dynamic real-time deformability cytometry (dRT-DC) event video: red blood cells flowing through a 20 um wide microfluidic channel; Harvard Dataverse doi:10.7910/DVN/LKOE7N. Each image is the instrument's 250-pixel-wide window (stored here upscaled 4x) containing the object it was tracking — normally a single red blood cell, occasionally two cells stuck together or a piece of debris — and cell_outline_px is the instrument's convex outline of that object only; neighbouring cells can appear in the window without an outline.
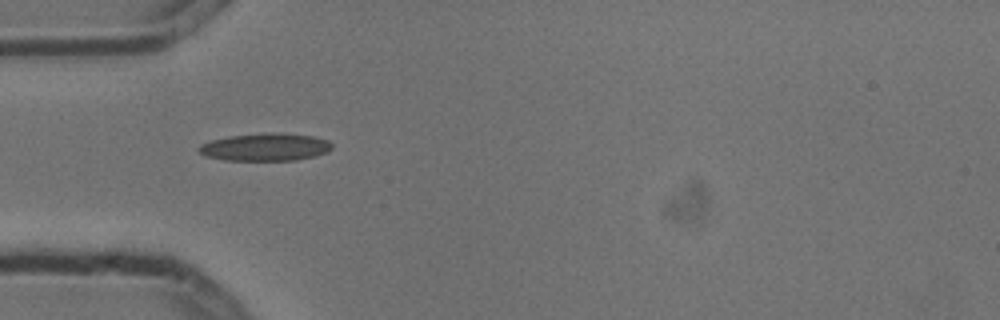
{"species": "common noctule bat (a hibernating species)", "species_latin": "Nyctalus noctula", "temperature_condition": "cold", "stored_images_in_passage": 5, "camera_frame_rate_fps": 3000, "um_per_image_px": 0.085, "animal": {"sex": "male", "body_mass_g": 13.3}, "frame": {"image": 1, "passage_image": 1, "time_ms": 0.0, "image_size_px": [1000, 320], "cell_outline_px": [[332, 148], [328, 152], [316, 156], [296, 160], [224, 160], [204, 156], [196, 148], [200, 144], [212, 140], [228, 136], [312, 136], [328, 140], [332, 144]], "centroid_in_image_um": [22.52, 12.57], "position_along_channel_um": 62.5, "area_um2": 20.29}}
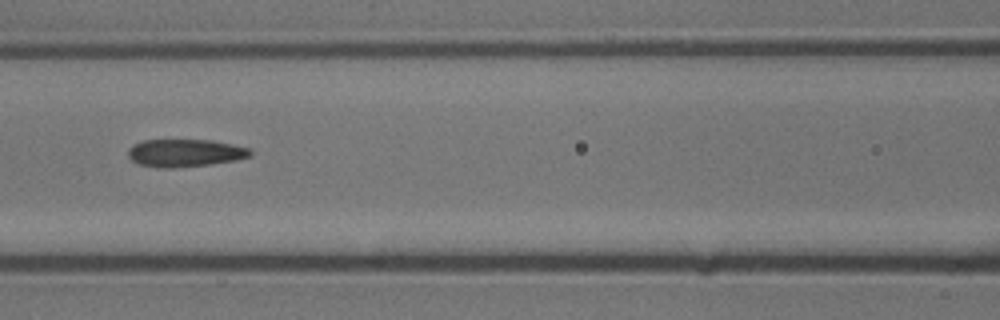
{"frame": {"image": 2, "passage_image": 3, "time_ms": 0.667, "image_size_px": [1000, 320], "cell_outline_px": [[252, 156], [236, 160], [212, 164], [176, 168], [160, 168], [140, 164], [132, 160], [128, 156], [128, 148], [132, 144], [144, 140], [212, 140], [252, 148]], "centroid_in_image_um": [15.75, 13.0], "position_along_channel_um": 150.8, "area_um2": 19.94}}
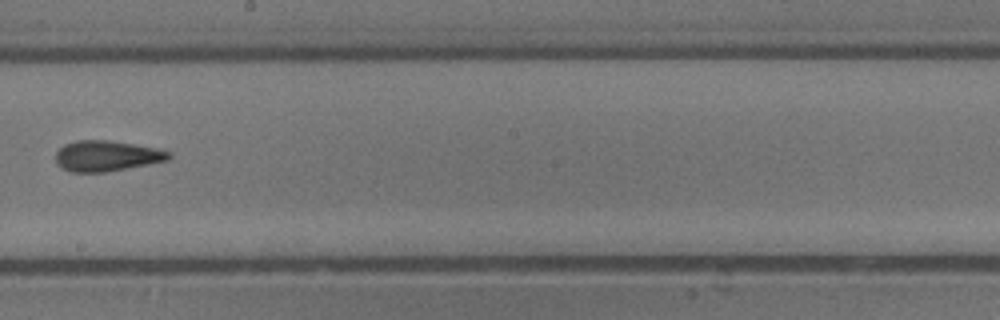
{"frame": {"image": 3, "passage_image": 5, "time_ms": 1.333, "image_size_px": [1000, 320], "cell_outline_px": [[172, 156], [168, 160], [148, 164], [104, 172], [72, 172], [60, 168], [56, 164], [56, 152], [64, 144], [76, 140], [108, 140], [156, 148], [172, 152]], "centroid_in_image_um": [9.04, 13.25], "position_along_channel_um": 239.2, "area_um2": 20.17}}